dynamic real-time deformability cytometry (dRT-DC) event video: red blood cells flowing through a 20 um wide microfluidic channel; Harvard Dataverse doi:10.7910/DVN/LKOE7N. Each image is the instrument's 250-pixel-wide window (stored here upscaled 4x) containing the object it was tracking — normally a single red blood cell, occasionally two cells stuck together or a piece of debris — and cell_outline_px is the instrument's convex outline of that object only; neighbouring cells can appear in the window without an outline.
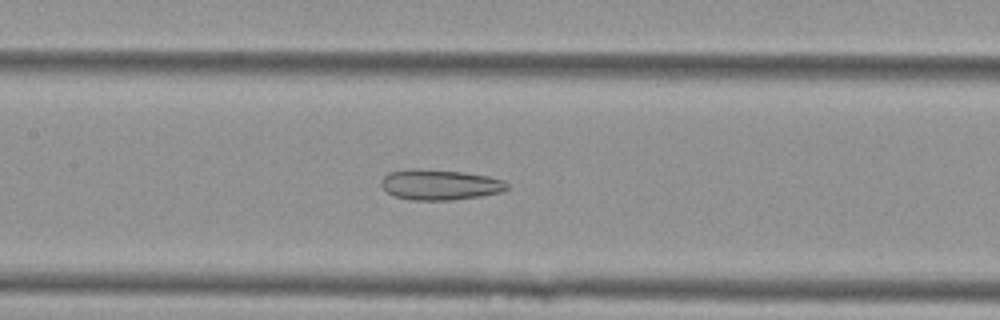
{"species": "Egyptian fruit bat (a non-hibernating species)", "species_latin": "Rousettus aegyptiacus", "temperature_condition": "cold", "stored_images_in_passage": 52, "camera_frame_rate_fps": 3000, "um_per_image_px": 0.085, "animal": {"sex": "female"}, "frame": {"image": 1, "passage_image": 24, "time_ms": 7.667, "image_size_px": [1000, 320], "cell_outline_px": [[508, 188], [504, 192], [480, 196], [452, 200], [412, 200], [392, 196], [380, 184], [380, 180], [388, 172], [412, 168], [416, 168], [460, 172], [488, 176], [504, 180], [508, 184]], "centroid_in_image_um": [37.38, 15.7], "position_along_channel_um": 170.0, "area_um2": 22.48}}
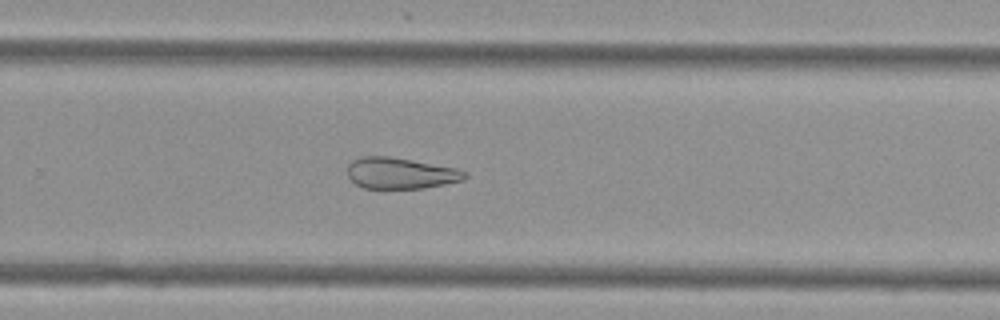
{"frame": {"image": 2, "passage_image": 34, "time_ms": 11.0, "image_size_px": [1000, 320], "cell_outline_px": [[468, 176], [464, 180], [424, 188], [364, 188], [356, 184], [348, 176], [348, 164], [352, 160], [360, 156], [388, 156], [456, 168], [468, 172]], "centroid_in_image_um": [34.05, 14.72], "position_along_channel_um": 295.8, "area_um2": 21.27}}
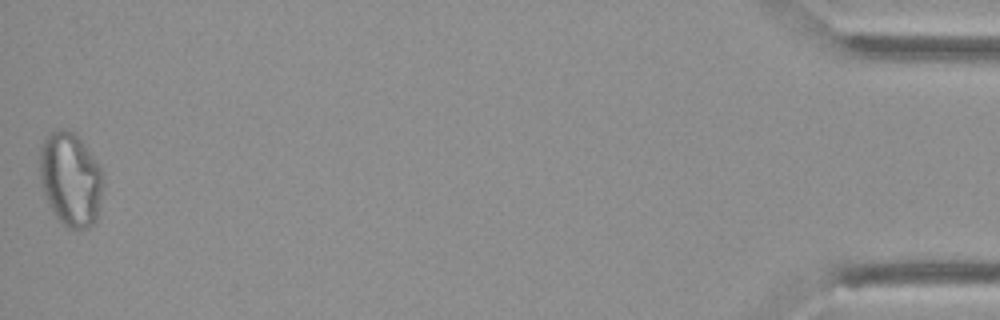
{"frame": {"image": 3, "passage_image": 52, "time_ms": 17.0, "image_size_px": [1000, 320], "cell_outline_px": [[104, 188], [96, 220], [88, 228], [68, 228], [52, 212], [48, 204], [40, 184], [40, 144], [48, 132], [60, 128], [68, 128], [80, 140], [104, 172]], "centroid_in_image_um": [5.99, 15.22], "position_along_channel_um": 429.2, "area_um2": 35.03}, "authors_computed_cell_mechanics": {"area_um2": 28.1775, "velocity_mm_per_s": 3.7851, "shape_relaxation_time_tau1_ms": null, "shape_relaxation_time_tau2_ms": 3.6801, "deformation_change_tau1": null, "deformation_change_tau2": 0.1267}}